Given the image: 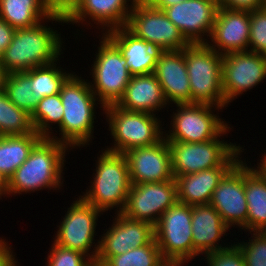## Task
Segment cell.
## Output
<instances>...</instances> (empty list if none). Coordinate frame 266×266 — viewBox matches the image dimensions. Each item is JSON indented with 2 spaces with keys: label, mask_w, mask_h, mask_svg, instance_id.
Returning <instances> with one entry per match:
<instances>
[{
  "label": "cell",
  "mask_w": 266,
  "mask_h": 266,
  "mask_svg": "<svg viewBox=\"0 0 266 266\" xmlns=\"http://www.w3.org/2000/svg\"><path fill=\"white\" fill-rule=\"evenodd\" d=\"M191 226L193 259L199 254H207L228 248V245L223 247L218 242L228 232L229 227L210 204L192 206Z\"/></svg>",
  "instance_id": "20"
},
{
  "label": "cell",
  "mask_w": 266,
  "mask_h": 266,
  "mask_svg": "<svg viewBox=\"0 0 266 266\" xmlns=\"http://www.w3.org/2000/svg\"><path fill=\"white\" fill-rule=\"evenodd\" d=\"M208 266H246L240 249L234 244L227 249L205 254Z\"/></svg>",
  "instance_id": "38"
},
{
  "label": "cell",
  "mask_w": 266,
  "mask_h": 266,
  "mask_svg": "<svg viewBox=\"0 0 266 266\" xmlns=\"http://www.w3.org/2000/svg\"><path fill=\"white\" fill-rule=\"evenodd\" d=\"M84 0H47L52 15L68 18Z\"/></svg>",
  "instance_id": "39"
},
{
  "label": "cell",
  "mask_w": 266,
  "mask_h": 266,
  "mask_svg": "<svg viewBox=\"0 0 266 266\" xmlns=\"http://www.w3.org/2000/svg\"><path fill=\"white\" fill-rule=\"evenodd\" d=\"M174 178L218 166H234L243 152L239 145L216 139L205 142H168Z\"/></svg>",
  "instance_id": "7"
},
{
  "label": "cell",
  "mask_w": 266,
  "mask_h": 266,
  "mask_svg": "<svg viewBox=\"0 0 266 266\" xmlns=\"http://www.w3.org/2000/svg\"><path fill=\"white\" fill-rule=\"evenodd\" d=\"M191 88V103L227 107L222 87V58L206 43L184 48Z\"/></svg>",
  "instance_id": "5"
},
{
  "label": "cell",
  "mask_w": 266,
  "mask_h": 266,
  "mask_svg": "<svg viewBox=\"0 0 266 266\" xmlns=\"http://www.w3.org/2000/svg\"><path fill=\"white\" fill-rule=\"evenodd\" d=\"M29 133H36L30 115L13 104L4 90L0 91V136Z\"/></svg>",
  "instance_id": "29"
},
{
  "label": "cell",
  "mask_w": 266,
  "mask_h": 266,
  "mask_svg": "<svg viewBox=\"0 0 266 266\" xmlns=\"http://www.w3.org/2000/svg\"><path fill=\"white\" fill-rule=\"evenodd\" d=\"M47 266H92L94 262L83 253L53 243Z\"/></svg>",
  "instance_id": "35"
},
{
  "label": "cell",
  "mask_w": 266,
  "mask_h": 266,
  "mask_svg": "<svg viewBox=\"0 0 266 266\" xmlns=\"http://www.w3.org/2000/svg\"><path fill=\"white\" fill-rule=\"evenodd\" d=\"M209 204L221 215L228 227L237 225L240 229L247 230L245 163L241 158L220 180Z\"/></svg>",
  "instance_id": "15"
},
{
  "label": "cell",
  "mask_w": 266,
  "mask_h": 266,
  "mask_svg": "<svg viewBox=\"0 0 266 266\" xmlns=\"http://www.w3.org/2000/svg\"><path fill=\"white\" fill-rule=\"evenodd\" d=\"M146 1H148L154 8L163 11L165 8L176 5L185 0H146Z\"/></svg>",
  "instance_id": "43"
},
{
  "label": "cell",
  "mask_w": 266,
  "mask_h": 266,
  "mask_svg": "<svg viewBox=\"0 0 266 266\" xmlns=\"http://www.w3.org/2000/svg\"><path fill=\"white\" fill-rule=\"evenodd\" d=\"M249 35V11L220 7L210 34L211 42L208 40L206 44L221 55L244 52L249 48Z\"/></svg>",
  "instance_id": "18"
},
{
  "label": "cell",
  "mask_w": 266,
  "mask_h": 266,
  "mask_svg": "<svg viewBox=\"0 0 266 266\" xmlns=\"http://www.w3.org/2000/svg\"><path fill=\"white\" fill-rule=\"evenodd\" d=\"M245 194L247 201V231H266V178L245 161Z\"/></svg>",
  "instance_id": "26"
},
{
  "label": "cell",
  "mask_w": 266,
  "mask_h": 266,
  "mask_svg": "<svg viewBox=\"0 0 266 266\" xmlns=\"http://www.w3.org/2000/svg\"><path fill=\"white\" fill-rule=\"evenodd\" d=\"M155 238L148 244L110 257L102 266H167Z\"/></svg>",
  "instance_id": "33"
},
{
  "label": "cell",
  "mask_w": 266,
  "mask_h": 266,
  "mask_svg": "<svg viewBox=\"0 0 266 266\" xmlns=\"http://www.w3.org/2000/svg\"><path fill=\"white\" fill-rule=\"evenodd\" d=\"M266 77V55L251 51L223 55L222 87L226 105Z\"/></svg>",
  "instance_id": "14"
},
{
  "label": "cell",
  "mask_w": 266,
  "mask_h": 266,
  "mask_svg": "<svg viewBox=\"0 0 266 266\" xmlns=\"http://www.w3.org/2000/svg\"><path fill=\"white\" fill-rule=\"evenodd\" d=\"M233 166H218L175 178L177 201L187 205L209 204L220 180Z\"/></svg>",
  "instance_id": "24"
},
{
  "label": "cell",
  "mask_w": 266,
  "mask_h": 266,
  "mask_svg": "<svg viewBox=\"0 0 266 266\" xmlns=\"http://www.w3.org/2000/svg\"><path fill=\"white\" fill-rule=\"evenodd\" d=\"M73 202L58 226L54 243L67 249L79 251L95 263L99 241L97 245H94V251L90 252V249L93 247L92 244H95L93 241L97 217L102 211L86 202L81 196L79 200Z\"/></svg>",
  "instance_id": "12"
},
{
  "label": "cell",
  "mask_w": 266,
  "mask_h": 266,
  "mask_svg": "<svg viewBox=\"0 0 266 266\" xmlns=\"http://www.w3.org/2000/svg\"><path fill=\"white\" fill-rule=\"evenodd\" d=\"M68 146L42 137L25 160L7 181V195L35 192L44 188L60 189L62 169ZM14 193V194H13Z\"/></svg>",
  "instance_id": "1"
},
{
  "label": "cell",
  "mask_w": 266,
  "mask_h": 266,
  "mask_svg": "<svg viewBox=\"0 0 266 266\" xmlns=\"http://www.w3.org/2000/svg\"><path fill=\"white\" fill-rule=\"evenodd\" d=\"M192 206L176 202L154 226V236L169 264L184 265L193 259Z\"/></svg>",
  "instance_id": "9"
},
{
  "label": "cell",
  "mask_w": 266,
  "mask_h": 266,
  "mask_svg": "<svg viewBox=\"0 0 266 266\" xmlns=\"http://www.w3.org/2000/svg\"><path fill=\"white\" fill-rule=\"evenodd\" d=\"M96 173L90 189L81 197L102 212L125 207L132 186L126 157L122 153L105 150L96 161Z\"/></svg>",
  "instance_id": "4"
},
{
  "label": "cell",
  "mask_w": 266,
  "mask_h": 266,
  "mask_svg": "<svg viewBox=\"0 0 266 266\" xmlns=\"http://www.w3.org/2000/svg\"><path fill=\"white\" fill-rule=\"evenodd\" d=\"M56 63L31 69V90L41 100L44 97L59 94L62 85L72 75L63 72ZM60 68V69H59Z\"/></svg>",
  "instance_id": "31"
},
{
  "label": "cell",
  "mask_w": 266,
  "mask_h": 266,
  "mask_svg": "<svg viewBox=\"0 0 266 266\" xmlns=\"http://www.w3.org/2000/svg\"><path fill=\"white\" fill-rule=\"evenodd\" d=\"M104 34L118 47L132 76L154 72L161 53L159 48H154L145 40L136 37L126 27L116 28Z\"/></svg>",
  "instance_id": "21"
},
{
  "label": "cell",
  "mask_w": 266,
  "mask_h": 266,
  "mask_svg": "<svg viewBox=\"0 0 266 266\" xmlns=\"http://www.w3.org/2000/svg\"><path fill=\"white\" fill-rule=\"evenodd\" d=\"M153 74L169 104L191 103V88L184 49L161 51Z\"/></svg>",
  "instance_id": "19"
},
{
  "label": "cell",
  "mask_w": 266,
  "mask_h": 266,
  "mask_svg": "<svg viewBox=\"0 0 266 266\" xmlns=\"http://www.w3.org/2000/svg\"><path fill=\"white\" fill-rule=\"evenodd\" d=\"M72 74L62 85L60 98L63 105V118L59 126L61 138L49 136L69 148L85 147L92 140L95 116V103L98 98L87 80ZM55 137V138H54ZM57 137V138H56Z\"/></svg>",
  "instance_id": "2"
},
{
  "label": "cell",
  "mask_w": 266,
  "mask_h": 266,
  "mask_svg": "<svg viewBox=\"0 0 266 266\" xmlns=\"http://www.w3.org/2000/svg\"><path fill=\"white\" fill-rule=\"evenodd\" d=\"M131 2L130 5L127 2ZM136 0H84L79 7L66 19V23L87 22L92 19L94 24L101 25L106 32L125 27ZM97 21V22H96ZM105 26V27H104Z\"/></svg>",
  "instance_id": "22"
},
{
  "label": "cell",
  "mask_w": 266,
  "mask_h": 266,
  "mask_svg": "<svg viewBox=\"0 0 266 266\" xmlns=\"http://www.w3.org/2000/svg\"><path fill=\"white\" fill-rule=\"evenodd\" d=\"M177 113L172 115V129L164 135L168 142L197 143L221 138L229 129L211 109L222 108L209 104L184 103L176 104ZM173 122V123H172ZM173 130V131H172Z\"/></svg>",
  "instance_id": "10"
},
{
  "label": "cell",
  "mask_w": 266,
  "mask_h": 266,
  "mask_svg": "<svg viewBox=\"0 0 266 266\" xmlns=\"http://www.w3.org/2000/svg\"><path fill=\"white\" fill-rule=\"evenodd\" d=\"M8 75V72L3 67L1 60H0V91L4 90L5 87V80Z\"/></svg>",
  "instance_id": "44"
},
{
  "label": "cell",
  "mask_w": 266,
  "mask_h": 266,
  "mask_svg": "<svg viewBox=\"0 0 266 266\" xmlns=\"http://www.w3.org/2000/svg\"><path fill=\"white\" fill-rule=\"evenodd\" d=\"M123 154L127 160L132 185L175 179L170 147L165 138L157 144L135 148Z\"/></svg>",
  "instance_id": "16"
},
{
  "label": "cell",
  "mask_w": 266,
  "mask_h": 266,
  "mask_svg": "<svg viewBox=\"0 0 266 266\" xmlns=\"http://www.w3.org/2000/svg\"><path fill=\"white\" fill-rule=\"evenodd\" d=\"M125 27L161 51L180 50L190 44L163 11L146 0H136Z\"/></svg>",
  "instance_id": "11"
},
{
  "label": "cell",
  "mask_w": 266,
  "mask_h": 266,
  "mask_svg": "<svg viewBox=\"0 0 266 266\" xmlns=\"http://www.w3.org/2000/svg\"><path fill=\"white\" fill-rule=\"evenodd\" d=\"M177 202L175 179L132 185L122 214L155 226L161 215Z\"/></svg>",
  "instance_id": "13"
},
{
  "label": "cell",
  "mask_w": 266,
  "mask_h": 266,
  "mask_svg": "<svg viewBox=\"0 0 266 266\" xmlns=\"http://www.w3.org/2000/svg\"><path fill=\"white\" fill-rule=\"evenodd\" d=\"M101 39L92 72H90L93 84L89 83V85L93 93L98 96L102 106L100 108H104L119 102L132 75L118 47L104 33Z\"/></svg>",
  "instance_id": "8"
},
{
  "label": "cell",
  "mask_w": 266,
  "mask_h": 266,
  "mask_svg": "<svg viewBox=\"0 0 266 266\" xmlns=\"http://www.w3.org/2000/svg\"><path fill=\"white\" fill-rule=\"evenodd\" d=\"M4 92L7 98L18 108L31 115L39 102L31 90V70L8 73Z\"/></svg>",
  "instance_id": "30"
},
{
  "label": "cell",
  "mask_w": 266,
  "mask_h": 266,
  "mask_svg": "<svg viewBox=\"0 0 266 266\" xmlns=\"http://www.w3.org/2000/svg\"><path fill=\"white\" fill-rule=\"evenodd\" d=\"M167 266H182V265H178V264H168Z\"/></svg>",
  "instance_id": "49"
},
{
  "label": "cell",
  "mask_w": 266,
  "mask_h": 266,
  "mask_svg": "<svg viewBox=\"0 0 266 266\" xmlns=\"http://www.w3.org/2000/svg\"><path fill=\"white\" fill-rule=\"evenodd\" d=\"M15 30V28L0 18V57L11 43Z\"/></svg>",
  "instance_id": "41"
},
{
  "label": "cell",
  "mask_w": 266,
  "mask_h": 266,
  "mask_svg": "<svg viewBox=\"0 0 266 266\" xmlns=\"http://www.w3.org/2000/svg\"><path fill=\"white\" fill-rule=\"evenodd\" d=\"M249 50L266 55V13L261 10L250 12Z\"/></svg>",
  "instance_id": "36"
},
{
  "label": "cell",
  "mask_w": 266,
  "mask_h": 266,
  "mask_svg": "<svg viewBox=\"0 0 266 266\" xmlns=\"http://www.w3.org/2000/svg\"><path fill=\"white\" fill-rule=\"evenodd\" d=\"M34 131L41 137H49L53 133L49 130L50 123L61 125L63 118V105L60 94L47 96L39 100L34 112L30 115Z\"/></svg>",
  "instance_id": "32"
},
{
  "label": "cell",
  "mask_w": 266,
  "mask_h": 266,
  "mask_svg": "<svg viewBox=\"0 0 266 266\" xmlns=\"http://www.w3.org/2000/svg\"><path fill=\"white\" fill-rule=\"evenodd\" d=\"M0 18L15 29L29 28L47 19L66 23V18L50 13L47 0H0Z\"/></svg>",
  "instance_id": "25"
},
{
  "label": "cell",
  "mask_w": 266,
  "mask_h": 266,
  "mask_svg": "<svg viewBox=\"0 0 266 266\" xmlns=\"http://www.w3.org/2000/svg\"><path fill=\"white\" fill-rule=\"evenodd\" d=\"M41 23L15 30L11 43L0 57L8 73L24 72L59 60L63 42L61 34Z\"/></svg>",
  "instance_id": "3"
},
{
  "label": "cell",
  "mask_w": 266,
  "mask_h": 266,
  "mask_svg": "<svg viewBox=\"0 0 266 266\" xmlns=\"http://www.w3.org/2000/svg\"><path fill=\"white\" fill-rule=\"evenodd\" d=\"M212 3H214L217 7H221L223 5L224 0H208Z\"/></svg>",
  "instance_id": "47"
},
{
  "label": "cell",
  "mask_w": 266,
  "mask_h": 266,
  "mask_svg": "<svg viewBox=\"0 0 266 266\" xmlns=\"http://www.w3.org/2000/svg\"><path fill=\"white\" fill-rule=\"evenodd\" d=\"M257 170L266 178V154L262 155Z\"/></svg>",
  "instance_id": "46"
},
{
  "label": "cell",
  "mask_w": 266,
  "mask_h": 266,
  "mask_svg": "<svg viewBox=\"0 0 266 266\" xmlns=\"http://www.w3.org/2000/svg\"><path fill=\"white\" fill-rule=\"evenodd\" d=\"M154 238V226L152 224L127 217L129 250L148 245Z\"/></svg>",
  "instance_id": "37"
},
{
  "label": "cell",
  "mask_w": 266,
  "mask_h": 266,
  "mask_svg": "<svg viewBox=\"0 0 266 266\" xmlns=\"http://www.w3.org/2000/svg\"><path fill=\"white\" fill-rule=\"evenodd\" d=\"M225 9L241 10L252 12L261 7V0H224L221 6Z\"/></svg>",
  "instance_id": "40"
},
{
  "label": "cell",
  "mask_w": 266,
  "mask_h": 266,
  "mask_svg": "<svg viewBox=\"0 0 266 266\" xmlns=\"http://www.w3.org/2000/svg\"><path fill=\"white\" fill-rule=\"evenodd\" d=\"M251 237L249 242L235 245L242 252L246 266H266V231L254 232Z\"/></svg>",
  "instance_id": "34"
},
{
  "label": "cell",
  "mask_w": 266,
  "mask_h": 266,
  "mask_svg": "<svg viewBox=\"0 0 266 266\" xmlns=\"http://www.w3.org/2000/svg\"><path fill=\"white\" fill-rule=\"evenodd\" d=\"M4 239H0V266H17L15 255Z\"/></svg>",
  "instance_id": "42"
},
{
  "label": "cell",
  "mask_w": 266,
  "mask_h": 266,
  "mask_svg": "<svg viewBox=\"0 0 266 266\" xmlns=\"http://www.w3.org/2000/svg\"><path fill=\"white\" fill-rule=\"evenodd\" d=\"M115 222L99 240L96 265L102 266L110 257L121 255L129 250L127 239V216L116 212Z\"/></svg>",
  "instance_id": "28"
},
{
  "label": "cell",
  "mask_w": 266,
  "mask_h": 266,
  "mask_svg": "<svg viewBox=\"0 0 266 266\" xmlns=\"http://www.w3.org/2000/svg\"><path fill=\"white\" fill-rule=\"evenodd\" d=\"M41 138L37 133L0 136V173L7 181Z\"/></svg>",
  "instance_id": "27"
},
{
  "label": "cell",
  "mask_w": 266,
  "mask_h": 266,
  "mask_svg": "<svg viewBox=\"0 0 266 266\" xmlns=\"http://www.w3.org/2000/svg\"><path fill=\"white\" fill-rule=\"evenodd\" d=\"M218 9L208 0H185L163 12L190 44H196L207 42L203 37H210Z\"/></svg>",
  "instance_id": "17"
},
{
  "label": "cell",
  "mask_w": 266,
  "mask_h": 266,
  "mask_svg": "<svg viewBox=\"0 0 266 266\" xmlns=\"http://www.w3.org/2000/svg\"><path fill=\"white\" fill-rule=\"evenodd\" d=\"M260 9H266V0H261V7Z\"/></svg>",
  "instance_id": "48"
},
{
  "label": "cell",
  "mask_w": 266,
  "mask_h": 266,
  "mask_svg": "<svg viewBox=\"0 0 266 266\" xmlns=\"http://www.w3.org/2000/svg\"><path fill=\"white\" fill-rule=\"evenodd\" d=\"M103 111L114 138V146L106 148L110 152L123 154L135 148L157 144L166 133L161 131L162 124L156 113L128 111L116 104L104 107Z\"/></svg>",
  "instance_id": "6"
},
{
  "label": "cell",
  "mask_w": 266,
  "mask_h": 266,
  "mask_svg": "<svg viewBox=\"0 0 266 266\" xmlns=\"http://www.w3.org/2000/svg\"><path fill=\"white\" fill-rule=\"evenodd\" d=\"M2 195H5L7 197V180L0 173V198Z\"/></svg>",
  "instance_id": "45"
},
{
  "label": "cell",
  "mask_w": 266,
  "mask_h": 266,
  "mask_svg": "<svg viewBox=\"0 0 266 266\" xmlns=\"http://www.w3.org/2000/svg\"><path fill=\"white\" fill-rule=\"evenodd\" d=\"M167 104L159 81L151 73L132 76L123 97L116 105L128 111L154 114Z\"/></svg>",
  "instance_id": "23"
}]
</instances>
